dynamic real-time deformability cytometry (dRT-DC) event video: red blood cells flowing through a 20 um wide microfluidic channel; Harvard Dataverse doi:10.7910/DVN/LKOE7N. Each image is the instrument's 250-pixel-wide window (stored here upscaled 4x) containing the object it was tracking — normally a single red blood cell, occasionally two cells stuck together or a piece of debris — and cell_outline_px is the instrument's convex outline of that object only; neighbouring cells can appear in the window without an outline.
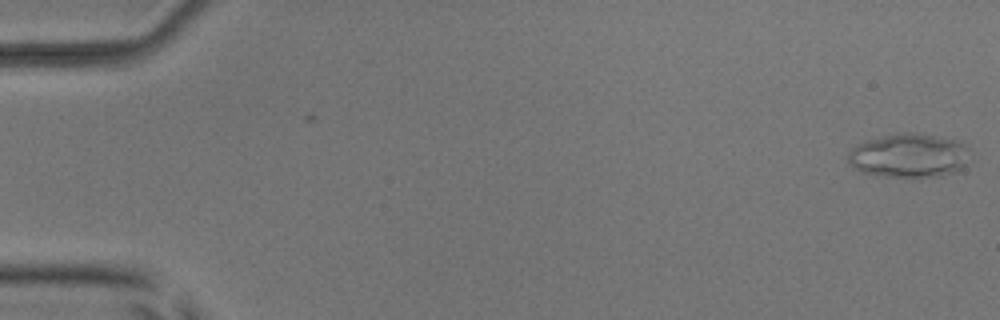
{"species": "common noctule bat (a hibernating species)", "species_latin": "Nyctalus noctula", "temperature_condition": "room temperature", "stored_images_in_passage": 53, "camera_frame_rate_fps": 3000, "um_per_image_px": 0.085, "animal": {"sex": "male", "body_mass_g": 17.9, "forearm_length_mm": 54.2}, "frame": {"image": 1, "passage_image": 1, "time_ms": 0.0, "image_size_px": [1000, 320], "cell_outline_px": [[972, 160], [960, 168], [952, 172], [936, 176], [888, 176], [864, 172], [848, 164], [848, 152], [856, 144], [868, 140], [884, 136], [904, 132], [916, 132], [956, 140], [964, 144], [968, 148]], "centroid_in_image_um": [77.29, 13.2], "position_along_channel_um": 7.7, "area_um2": 30.98}}
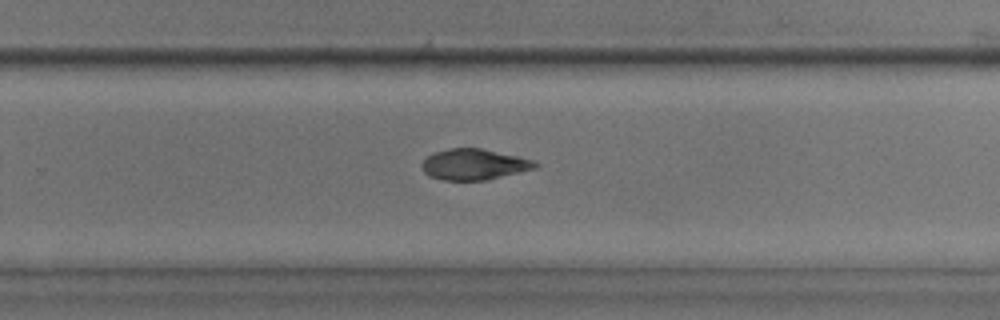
{"frame": {"image": 2, "passage_image": 35, "time_ms": 11.333, "image_size_px": [1000, 320], "cell_outline_px": [[540, 164], [536, 168], [484, 180], [444, 180], [428, 176], [424, 172], [420, 164], [432, 152], [452, 148], [480, 148], [520, 156], [536, 160]], "centroid_in_image_um": [40.3, 13.96], "position_along_channel_um": 289.5, "area_um2": 20.46}}
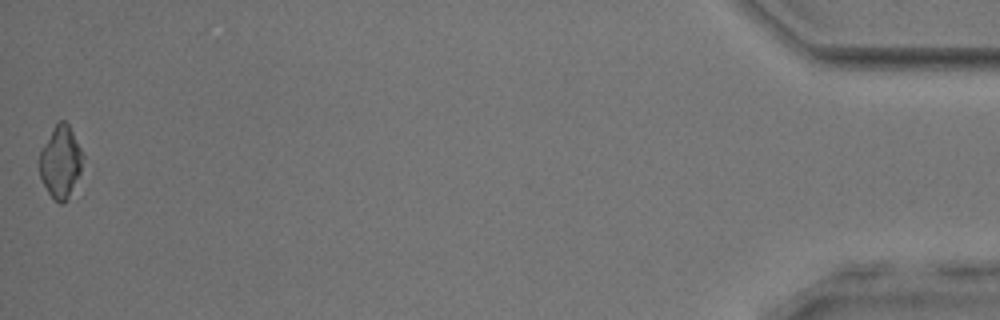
{"frame": {"image": 3, "passage_image": 53, "time_ms": 17.333, "image_size_px": [1000, 320], "cell_outline_px": [[84, 156], [80, 172], [68, 200], [60, 204], [52, 200], [40, 176], [40, 152], [56, 124], [60, 120], [64, 120], [68, 124]], "centroid_in_image_um": [5.16, 13.82], "position_along_channel_um": 430.0, "area_um2": 17.86}, "authors_computed_cell_mechanics": {"area_um2": 21.2126, "velocity_mm_per_s": 3.8895, "shape_relaxation_time_tau1_ms": 4.7511, "shape_relaxation_time_tau2_ms": 10.9613, "deformation_change_tau1": 0.141, "deformation_change_tau2": 0.1218}}